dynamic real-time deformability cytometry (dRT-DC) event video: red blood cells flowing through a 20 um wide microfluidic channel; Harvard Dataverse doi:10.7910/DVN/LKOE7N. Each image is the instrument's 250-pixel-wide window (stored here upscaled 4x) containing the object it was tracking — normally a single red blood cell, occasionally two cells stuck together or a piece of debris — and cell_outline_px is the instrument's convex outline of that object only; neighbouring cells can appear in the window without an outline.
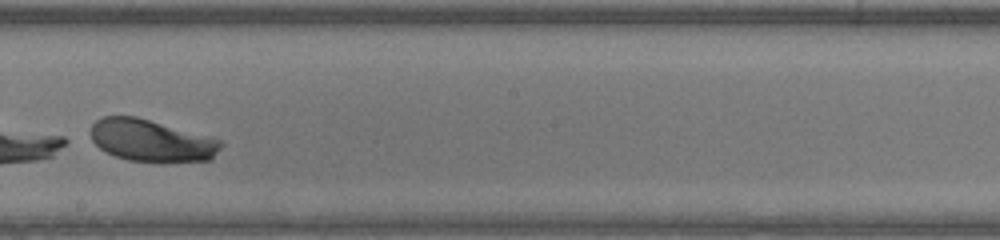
{"species": "human", "species_latin": "Homo sapiens", "temperature_condition": "warm", "stored_images_in_passage": 30, "segment_of_instrument_passage": [2, 2], "camera_frame_rate_fps": 3000, "um_per_image_px": 0.085, "donor": {"sex": "male"}, "frame": {"image": 1, "passage_image": 20, "time_ms": 6.333, "image_size_px": [1000, 240], "cell_outline_px": [[224, 144], [212, 160], [128, 160], [104, 152], [92, 140], [88, 132], [92, 124], [100, 116], [136, 116], [220, 140]], "centroid_in_image_um": [12.8, 11.92], "position_along_channel_um": 235.4, "area_um2": 31.33}}